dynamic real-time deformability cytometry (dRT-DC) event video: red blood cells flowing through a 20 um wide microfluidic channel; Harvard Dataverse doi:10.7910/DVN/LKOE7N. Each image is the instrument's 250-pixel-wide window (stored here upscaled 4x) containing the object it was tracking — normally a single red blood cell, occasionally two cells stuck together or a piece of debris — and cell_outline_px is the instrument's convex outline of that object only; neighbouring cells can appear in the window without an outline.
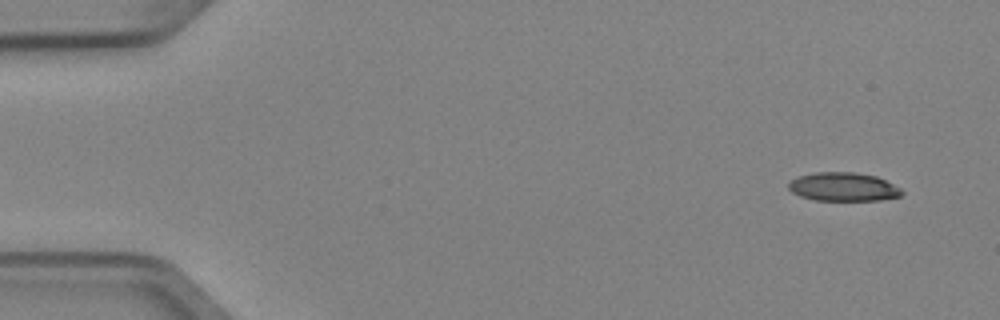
{"species": "Egyptian fruit bat (a non-hibernating species)", "species_latin": "Rousettus aegyptiacus", "temperature_condition": "cold", "stored_images_in_passage": 2, "segment_of_instrument_passage": [2, 2], "camera_frame_rate_fps": 3000, "um_per_image_px": 0.085, "animal": {"sex": "female"}, "frame": {"image": 1, "passage_image": 2, "time_ms": 0.333, "image_size_px": [1000, 320], "cell_outline_px": [[904, 192], [900, 196], [880, 200], [816, 200], [800, 196], [792, 192], [788, 188], [788, 184], [796, 176], [816, 172], [856, 172], [876, 176], [900, 188]], "centroid_in_image_um": [71.66, 15.87], "position_along_channel_um": 13.3, "area_um2": 18.84}}